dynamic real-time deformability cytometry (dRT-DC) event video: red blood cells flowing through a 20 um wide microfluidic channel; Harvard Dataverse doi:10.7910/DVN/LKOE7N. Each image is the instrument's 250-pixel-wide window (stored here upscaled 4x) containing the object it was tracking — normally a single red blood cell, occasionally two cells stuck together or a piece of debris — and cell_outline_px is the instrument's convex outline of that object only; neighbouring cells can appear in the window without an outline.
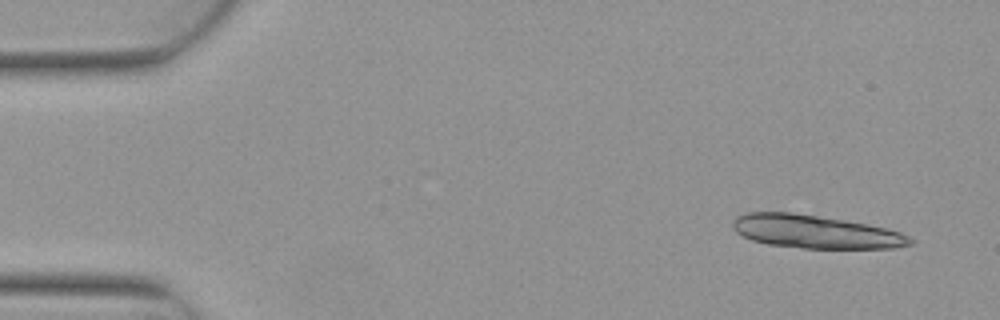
{"species": "Egyptian fruit bat (a non-hibernating species)", "species_latin": "Rousettus aegyptiacus", "temperature_condition": "warm", "stored_images_in_passage": 4, "camera_frame_rate_fps": 3000, "um_per_image_px": 0.085, "animal": {"sex": "female"}, "frame": {"image": 1, "passage_image": 1, "time_ms": 0.0, "image_size_px": [1000, 320], "cell_outline_px": [[916, 240], [912, 244], [892, 248], [804, 248], [768, 244], [752, 240], [736, 232], [732, 228], [732, 220], [736, 216], [744, 212], [792, 212], [844, 220], [868, 224], [888, 228], [900, 232]], "centroid_in_image_um": [69.29, 19.69], "position_along_channel_um": 15.7, "area_um2": 34.39}}